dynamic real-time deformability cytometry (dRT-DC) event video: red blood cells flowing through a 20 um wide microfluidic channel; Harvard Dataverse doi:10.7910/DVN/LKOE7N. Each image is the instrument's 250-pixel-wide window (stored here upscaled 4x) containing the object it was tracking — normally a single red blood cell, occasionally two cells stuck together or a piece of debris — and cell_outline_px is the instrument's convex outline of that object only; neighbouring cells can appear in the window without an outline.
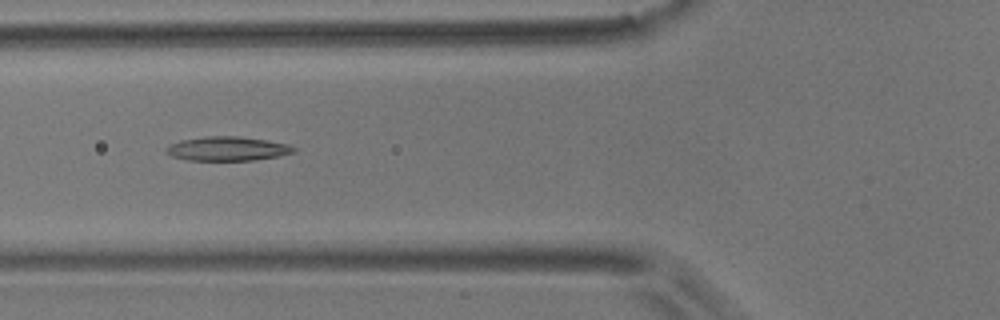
{"species": "common noctule bat (a hibernating species)", "species_latin": "Nyctalus noctula", "temperature_condition": "room temperature", "stored_images_in_passage": 7, "camera_frame_rate_fps": 3000, "um_per_image_px": 0.085, "animal": {"sex": "male", "body_mass_g": 17.9}, "frame": {"image": 1, "passage_image": 6, "time_ms": 5.667, "image_size_px": [1000, 320], "cell_outline_px": [[296, 152], [280, 156], [252, 160], [188, 160], [172, 156], [164, 152], [164, 148], [180, 140], [208, 136], [240, 136], [288, 144], [296, 148]], "centroid_in_image_um": [19.33, 12.64], "position_along_channel_um": 106.5, "area_um2": 17.92}}
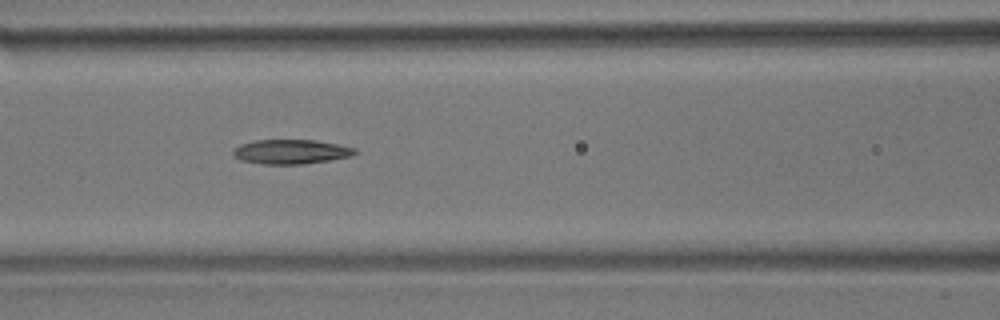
{"frame": {"image": 2, "passage_image": 7, "time_ms": 6.667, "image_size_px": [1000, 320], "cell_outline_px": [[356, 152], [352, 156], [328, 160], [300, 164], [264, 164], [240, 160], [232, 156], [232, 152], [240, 144], [252, 140], [316, 140], [356, 148]], "centroid_in_image_um": [24.69, 12.89], "position_along_channel_um": 141.9, "area_um2": 17.28}}